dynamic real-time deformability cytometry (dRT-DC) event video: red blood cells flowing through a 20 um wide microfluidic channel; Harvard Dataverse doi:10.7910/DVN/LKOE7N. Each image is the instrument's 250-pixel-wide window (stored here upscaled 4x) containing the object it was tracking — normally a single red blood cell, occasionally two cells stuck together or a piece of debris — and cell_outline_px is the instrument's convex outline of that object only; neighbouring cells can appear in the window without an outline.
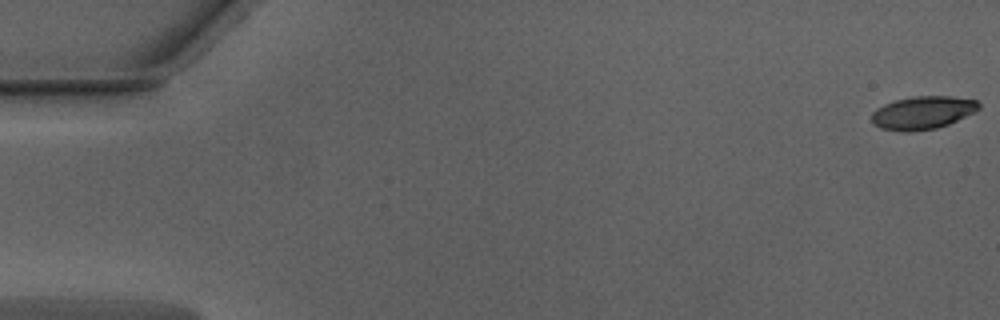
{"species": "Egyptian fruit bat (a non-hibernating species)", "species_latin": "Rousettus aegyptiacus", "temperature_condition": "warm", "stored_images_in_passage": 52, "camera_frame_rate_fps": 3000, "um_per_image_px": 0.085, "animal": {"sex": "male"}, "frame": {"image": 1, "passage_image": 1, "time_ms": 0.0, "image_size_px": [1000, 320], "cell_outline_px": [[980, 108], [976, 112], [948, 124], [936, 128], [912, 132], [900, 132], [880, 128], [872, 124], [872, 112], [876, 108], [884, 104], [896, 100], [916, 96], [952, 96], [976, 100], [980, 104]], "centroid_in_image_um": [78.42, 9.59], "position_along_channel_um": 6.6, "area_um2": 20.81}}
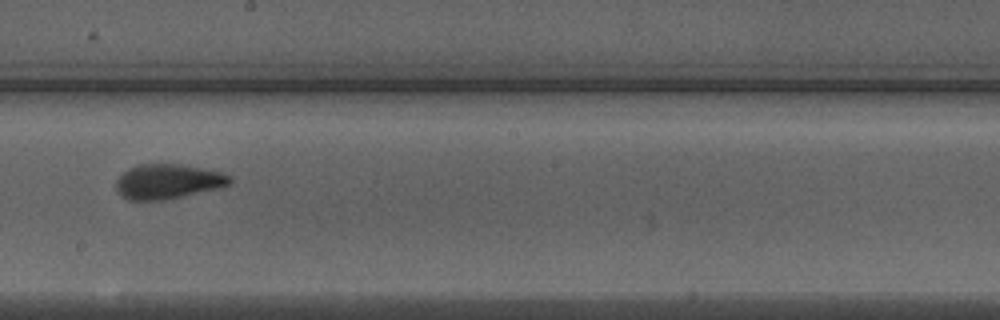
{"frame": {"image": 2, "passage_image": 30, "time_ms": 9.667, "image_size_px": [1000, 320], "cell_outline_px": [[232, 184], [220, 188], [164, 200], [128, 200], [120, 196], [116, 192], [116, 180], [128, 168], [136, 164], [184, 164], [224, 172], [232, 176]], "centroid_in_image_um": [14.3, 15.42], "position_along_channel_um": 233.9, "area_um2": 23.52}}
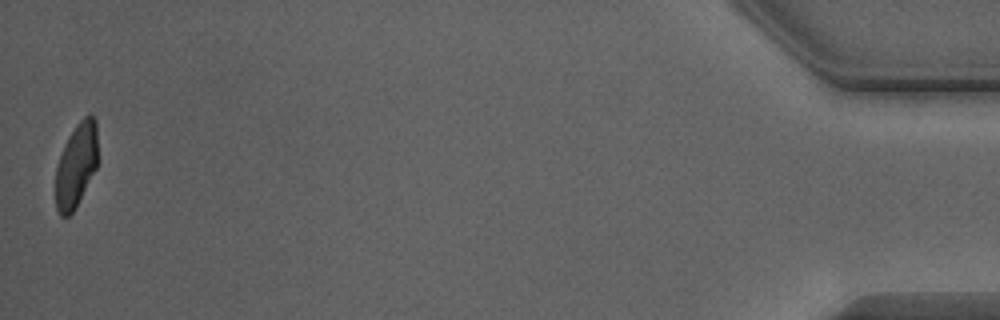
{"frame": {"image": 3, "passage_image": 52, "time_ms": 17.0, "image_size_px": [1000, 320], "cell_outline_px": [[100, 160], [76, 208], [68, 216], [60, 216], [56, 208], [56, 168], [64, 144], [68, 136], [76, 124], [84, 116], [92, 116], [96, 120]], "centroid_in_image_um": [6.52, 14.02], "position_along_channel_um": 428.7, "area_um2": 21.1}, "authors_computed_cell_mechanics": {"area_um2": 22.542, "velocity_mm_per_s": 3.9841, "shape_relaxation_time_tau1_ms": 4.6818, "shape_relaxation_time_tau2_ms": 1.2438, "deformation_change_tau1": 0.1817, "deformation_change_tau2": 0.0835}}